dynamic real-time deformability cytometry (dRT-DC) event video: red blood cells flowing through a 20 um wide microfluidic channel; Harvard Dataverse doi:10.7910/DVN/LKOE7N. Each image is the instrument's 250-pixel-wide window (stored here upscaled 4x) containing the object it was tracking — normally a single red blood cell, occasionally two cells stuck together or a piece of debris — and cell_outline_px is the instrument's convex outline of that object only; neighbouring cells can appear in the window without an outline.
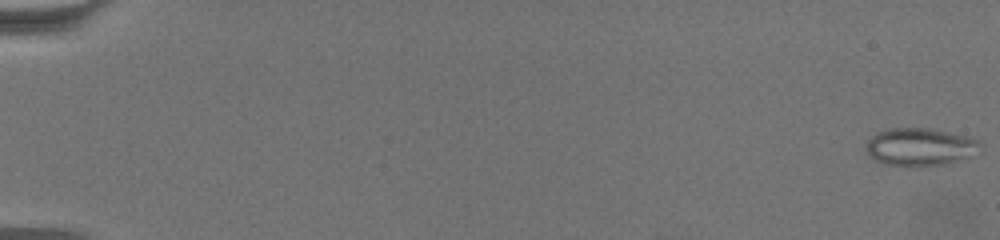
{"species": "common noctule bat (a hibernating species)", "species_latin": "Nyctalus noctula", "temperature_condition": "warm", "stored_images_in_passage": 64, "camera_frame_rate_fps": 3000, "um_per_image_px": 0.085, "animal": {"sex": "female", "body_mass_g": 19.5, "forearm_length_mm": 54.1}, "frame": {"image": 1, "passage_image": 1, "time_ms": 0.0, "image_size_px": [1000, 240], "cell_outline_px": [[984, 144], [976, 156], [948, 164], [884, 164], [872, 160], [868, 156], [864, 148], [868, 140], [876, 132], [888, 128], [932, 128], [968, 136], [980, 140]], "centroid_in_image_um": [78.26, 12.46], "position_along_channel_um": 6.7, "area_um2": 25.49}}
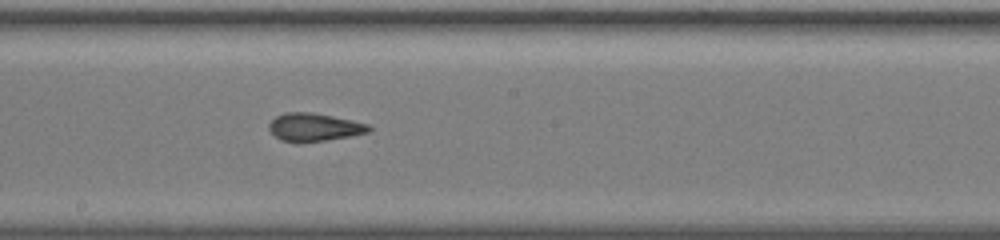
{"frame": {"image": 2, "passage_image": 38, "time_ms": 12.333, "image_size_px": [1000, 240], "cell_outline_px": [[372, 128], [368, 132], [352, 136], [296, 144], [280, 140], [268, 128], [268, 124], [276, 116], [284, 112], [312, 112], [332, 116], [368, 124]], "centroid_in_image_um": [26.67, 10.82], "position_along_channel_um": 221.5, "area_um2": 16.42}}
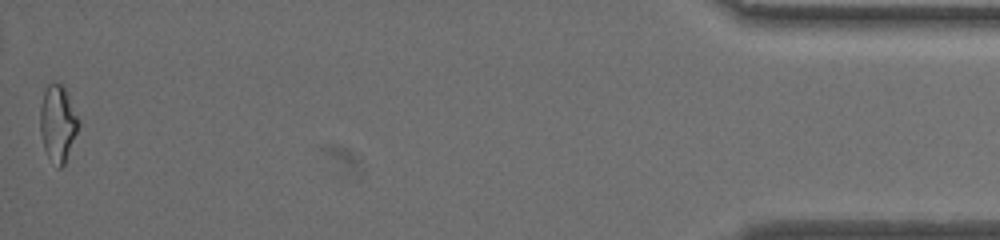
{"frame": {"image": 3, "passage_image": 64, "time_ms": 21.0, "image_size_px": [1000, 240], "cell_outline_px": [[80, 124], [64, 164], [60, 168], [56, 168], [48, 156], [44, 148], [40, 132], [40, 108], [44, 92], [48, 84], [64, 84], [68, 92], [80, 120]], "centroid_in_image_um": [4.93, 10.47], "position_along_channel_um": 430.3, "area_um2": 17.22}, "authors_computed_cell_mechanics": {"area_um2": 16.9932, "velocity_mm_per_s": 3.3887, "shape_relaxation_time_tau1_ms": null, "shape_relaxation_time_tau2_ms": 2.5144, "deformation_change_tau1": null, "deformation_change_tau2": 0.1101}}